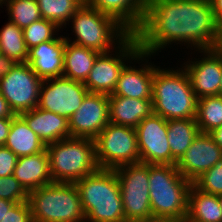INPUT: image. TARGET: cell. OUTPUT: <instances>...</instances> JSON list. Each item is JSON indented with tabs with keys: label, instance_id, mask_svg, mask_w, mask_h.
Instances as JSON below:
<instances>
[{
	"label": "cell",
	"instance_id": "6da1fadb",
	"mask_svg": "<svg viewBox=\"0 0 222 222\" xmlns=\"http://www.w3.org/2000/svg\"><path fill=\"white\" fill-rule=\"evenodd\" d=\"M133 34L140 52L148 55L174 42L203 50L216 48L219 41L209 0H147L142 24Z\"/></svg>",
	"mask_w": 222,
	"mask_h": 222
},
{
	"label": "cell",
	"instance_id": "7a4b0ae2",
	"mask_svg": "<svg viewBox=\"0 0 222 222\" xmlns=\"http://www.w3.org/2000/svg\"><path fill=\"white\" fill-rule=\"evenodd\" d=\"M85 221L126 222L119 180L113 169L99 168L75 182Z\"/></svg>",
	"mask_w": 222,
	"mask_h": 222
},
{
	"label": "cell",
	"instance_id": "3957f363",
	"mask_svg": "<svg viewBox=\"0 0 222 222\" xmlns=\"http://www.w3.org/2000/svg\"><path fill=\"white\" fill-rule=\"evenodd\" d=\"M177 70L156 67L152 83L153 114L166 120L196 118L197 101L189 76Z\"/></svg>",
	"mask_w": 222,
	"mask_h": 222
},
{
	"label": "cell",
	"instance_id": "277c9868",
	"mask_svg": "<svg viewBox=\"0 0 222 222\" xmlns=\"http://www.w3.org/2000/svg\"><path fill=\"white\" fill-rule=\"evenodd\" d=\"M149 195L152 218L186 219L192 182L176 165L149 164Z\"/></svg>",
	"mask_w": 222,
	"mask_h": 222
},
{
	"label": "cell",
	"instance_id": "5b68a950",
	"mask_svg": "<svg viewBox=\"0 0 222 222\" xmlns=\"http://www.w3.org/2000/svg\"><path fill=\"white\" fill-rule=\"evenodd\" d=\"M53 182L75 183L99 169L95 142L68 137L46 146Z\"/></svg>",
	"mask_w": 222,
	"mask_h": 222
},
{
	"label": "cell",
	"instance_id": "8992f818",
	"mask_svg": "<svg viewBox=\"0 0 222 222\" xmlns=\"http://www.w3.org/2000/svg\"><path fill=\"white\" fill-rule=\"evenodd\" d=\"M70 20L76 37L74 41L65 37L66 41L99 53L113 51L117 48L116 44H121L131 34L115 18L94 9L85 2Z\"/></svg>",
	"mask_w": 222,
	"mask_h": 222
},
{
	"label": "cell",
	"instance_id": "52a82bcc",
	"mask_svg": "<svg viewBox=\"0 0 222 222\" xmlns=\"http://www.w3.org/2000/svg\"><path fill=\"white\" fill-rule=\"evenodd\" d=\"M33 222H86L75 183L52 182L28 195Z\"/></svg>",
	"mask_w": 222,
	"mask_h": 222
},
{
	"label": "cell",
	"instance_id": "ba28073f",
	"mask_svg": "<svg viewBox=\"0 0 222 222\" xmlns=\"http://www.w3.org/2000/svg\"><path fill=\"white\" fill-rule=\"evenodd\" d=\"M114 170L119 180L126 222H146L152 219L149 164H127Z\"/></svg>",
	"mask_w": 222,
	"mask_h": 222
},
{
	"label": "cell",
	"instance_id": "9c48e42d",
	"mask_svg": "<svg viewBox=\"0 0 222 222\" xmlns=\"http://www.w3.org/2000/svg\"><path fill=\"white\" fill-rule=\"evenodd\" d=\"M94 142L99 168L114 170L140 162L137 134L133 127L109 122Z\"/></svg>",
	"mask_w": 222,
	"mask_h": 222
},
{
	"label": "cell",
	"instance_id": "30bf717a",
	"mask_svg": "<svg viewBox=\"0 0 222 222\" xmlns=\"http://www.w3.org/2000/svg\"><path fill=\"white\" fill-rule=\"evenodd\" d=\"M119 52H118V50ZM115 48V54H111L110 51L107 53H100L93 67L84 82V85L90 93H103L110 95L113 93L118 78L123 68L131 60H139V45L134 34H130L121 44ZM110 53V54H109ZM114 57H113V56ZM127 60V63H125ZM129 60V62H128Z\"/></svg>",
	"mask_w": 222,
	"mask_h": 222
},
{
	"label": "cell",
	"instance_id": "8fae6325",
	"mask_svg": "<svg viewBox=\"0 0 222 222\" xmlns=\"http://www.w3.org/2000/svg\"><path fill=\"white\" fill-rule=\"evenodd\" d=\"M42 82L28 63H17L0 79V94L6 99L12 112L20 115L38 107Z\"/></svg>",
	"mask_w": 222,
	"mask_h": 222
},
{
	"label": "cell",
	"instance_id": "7c38bea8",
	"mask_svg": "<svg viewBox=\"0 0 222 222\" xmlns=\"http://www.w3.org/2000/svg\"><path fill=\"white\" fill-rule=\"evenodd\" d=\"M88 93L89 91L83 82L64 76L43 80L38 107L69 120L81 106Z\"/></svg>",
	"mask_w": 222,
	"mask_h": 222
},
{
	"label": "cell",
	"instance_id": "4fadbf2b",
	"mask_svg": "<svg viewBox=\"0 0 222 222\" xmlns=\"http://www.w3.org/2000/svg\"><path fill=\"white\" fill-rule=\"evenodd\" d=\"M135 130L140 162L173 165L166 119L152 113L149 117L144 118Z\"/></svg>",
	"mask_w": 222,
	"mask_h": 222
},
{
	"label": "cell",
	"instance_id": "5bb4252c",
	"mask_svg": "<svg viewBox=\"0 0 222 222\" xmlns=\"http://www.w3.org/2000/svg\"><path fill=\"white\" fill-rule=\"evenodd\" d=\"M68 121L70 137L94 140L109 123V96L89 92Z\"/></svg>",
	"mask_w": 222,
	"mask_h": 222
},
{
	"label": "cell",
	"instance_id": "9a60e30c",
	"mask_svg": "<svg viewBox=\"0 0 222 222\" xmlns=\"http://www.w3.org/2000/svg\"><path fill=\"white\" fill-rule=\"evenodd\" d=\"M197 51L203 53L204 57L199 61L189 60L183 66L192 89L197 98L218 95L222 81V52L217 48Z\"/></svg>",
	"mask_w": 222,
	"mask_h": 222
},
{
	"label": "cell",
	"instance_id": "2e32d148",
	"mask_svg": "<svg viewBox=\"0 0 222 222\" xmlns=\"http://www.w3.org/2000/svg\"><path fill=\"white\" fill-rule=\"evenodd\" d=\"M222 159V149L208 133H199L176 163L180 174L193 182Z\"/></svg>",
	"mask_w": 222,
	"mask_h": 222
},
{
	"label": "cell",
	"instance_id": "e0dca14e",
	"mask_svg": "<svg viewBox=\"0 0 222 222\" xmlns=\"http://www.w3.org/2000/svg\"><path fill=\"white\" fill-rule=\"evenodd\" d=\"M151 57L143 52H139V60H145L141 68L126 65L120 73L116 87L112 94L108 96H124L133 99L152 100V83L156 66L149 63L146 58ZM147 60V61H146ZM151 64V65H150Z\"/></svg>",
	"mask_w": 222,
	"mask_h": 222
},
{
	"label": "cell",
	"instance_id": "ac0fdd59",
	"mask_svg": "<svg viewBox=\"0 0 222 222\" xmlns=\"http://www.w3.org/2000/svg\"><path fill=\"white\" fill-rule=\"evenodd\" d=\"M65 37L42 42L29 49L26 63L42 80L63 76Z\"/></svg>",
	"mask_w": 222,
	"mask_h": 222
},
{
	"label": "cell",
	"instance_id": "d6986e66",
	"mask_svg": "<svg viewBox=\"0 0 222 222\" xmlns=\"http://www.w3.org/2000/svg\"><path fill=\"white\" fill-rule=\"evenodd\" d=\"M20 116L46 146L70 137L68 119L56 113L36 107Z\"/></svg>",
	"mask_w": 222,
	"mask_h": 222
},
{
	"label": "cell",
	"instance_id": "ffe728a7",
	"mask_svg": "<svg viewBox=\"0 0 222 222\" xmlns=\"http://www.w3.org/2000/svg\"><path fill=\"white\" fill-rule=\"evenodd\" d=\"M147 0H85L89 6L112 16L131 34L142 24Z\"/></svg>",
	"mask_w": 222,
	"mask_h": 222
},
{
	"label": "cell",
	"instance_id": "44dd1931",
	"mask_svg": "<svg viewBox=\"0 0 222 222\" xmlns=\"http://www.w3.org/2000/svg\"><path fill=\"white\" fill-rule=\"evenodd\" d=\"M13 176L28 193L51 184L53 181L46 150L34 155L18 157Z\"/></svg>",
	"mask_w": 222,
	"mask_h": 222
},
{
	"label": "cell",
	"instance_id": "7402d4cb",
	"mask_svg": "<svg viewBox=\"0 0 222 222\" xmlns=\"http://www.w3.org/2000/svg\"><path fill=\"white\" fill-rule=\"evenodd\" d=\"M153 113L152 100L133 99L124 96H109V122L136 128Z\"/></svg>",
	"mask_w": 222,
	"mask_h": 222
},
{
	"label": "cell",
	"instance_id": "603a6c76",
	"mask_svg": "<svg viewBox=\"0 0 222 222\" xmlns=\"http://www.w3.org/2000/svg\"><path fill=\"white\" fill-rule=\"evenodd\" d=\"M4 146L16 154L17 157L34 155L46 150V145L28 127L26 121L20 115L12 117V125Z\"/></svg>",
	"mask_w": 222,
	"mask_h": 222
},
{
	"label": "cell",
	"instance_id": "cb8c5ba5",
	"mask_svg": "<svg viewBox=\"0 0 222 222\" xmlns=\"http://www.w3.org/2000/svg\"><path fill=\"white\" fill-rule=\"evenodd\" d=\"M100 53L65 41L63 76L85 82Z\"/></svg>",
	"mask_w": 222,
	"mask_h": 222
},
{
	"label": "cell",
	"instance_id": "d4e9b609",
	"mask_svg": "<svg viewBox=\"0 0 222 222\" xmlns=\"http://www.w3.org/2000/svg\"><path fill=\"white\" fill-rule=\"evenodd\" d=\"M187 222H222L218 195L205 193L193 184L188 193Z\"/></svg>",
	"mask_w": 222,
	"mask_h": 222
},
{
	"label": "cell",
	"instance_id": "484cf974",
	"mask_svg": "<svg viewBox=\"0 0 222 222\" xmlns=\"http://www.w3.org/2000/svg\"><path fill=\"white\" fill-rule=\"evenodd\" d=\"M199 133L196 118L167 120L168 143L173 165L181 159Z\"/></svg>",
	"mask_w": 222,
	"mask_h": 222
},
{
	"label": "cell",
	"instance_id": "4316f807",
	"mask_svg": "<svg viewBox=\"0 0 222 222\" xmlns=\"http://www.w3.org/2000/svg\"><path fill=\"white\" fill-rule=\"evenodd\" d=\"M28 51L23 29L9 21L0 30V54L14 60L16 63H26Z\"/></svg>",
	"mask_w": 222,
	"mask_h": 222
},
{
	"label": "cell",
	"instance_id": "83f0119b",
	"mask_svg": "<svg viewBox=\"0 0 222 222\" xmlns=\"http://www.w3.org/2000/svg\"><path fill=\"white\" fill-rule=\"evenodd\" d=\"M196 122L200 133H209L222 126V96L212 95L198 98Z\"/></svg>",
	"mask_w": 222,
	"mask_h": 222
},
{
	"label": "cell",
	"instance_id": "f1b7e54d",
	"mask_svg": "<svg viewBox=\"0 0 222 222\" xmlns=\"http://www.w3.org/2000/svg\"><path fill=\"white\" fill-rule=\"evenodd\" d=\"M43 19L53 21L60 28L66 26L85 0H36Z\"/></svg>",
	"mask_w": 222,
	"mask_h": 222
},
{
	"label": "cell",
	"instance_id": "f546056e",
	"mask_svg": "<svg viewBox=\"0 0 222 222\" xmlns=\"http://www.w3.org/2000/svg\"><path fill=\"white\" fill-rule=\"evenodd\" d=\"M4 4L8 10V20L21 29L42 18L36 0H7Z\"/></svg>",
	"mask_w": 222,
	"mask_h": 222
},
{
	"label": "cell",
	"instance_id": "4dcf8cb0",
	"mask_svg": "<svg viewBox=\"0 0 222 222\" xmlns=\"http://www.w3.org/2000/svg\"><path fill=\"white\" fill-rule=\"evenodd\" d=\"M59 29L61 28L56 23L43 18L24 28L23 35L28 50L42 42L56 39L54 35L56 31L59 32Z\"/></svg>",
	"mask_w": 222,
	"mask_h": 222
},
{
	"label": "cell",
	"instance_id": "1f68e13d",
	"mask_svg": "<svg viewBox=\"0 0 222 222\" xmlns=\"http://www.w3.org/2000/svg\"><path fill=\"white\" fill-rule=\"evenodd\" d=\"M192 184L202 192L213 195L222 194V159L203 172Z\"/></svg>",
	"mask_w": 222,
	"mask_h": 222
},
{
	"label": "cell",
	"instance_id": "d6a6232c",
	"mask_svg": "<svg viewBox=\"0 0 222 222\" xmlns=\"http://www.w3.org/2000/svg\"><path fill=\"white\" fill-rule=\"evenodd\" d=\"M29 193L13 176L0 177V198L12 202H28Z\"/></svg>",
	"mask_w": 222,
	"mask_h": 222
},
{
	"label": "cell",
	"instance_id": "836d02e7",
	"mask_svg": "<svg viewBox=\"0 0 222 222\" xmlns=\"http://www.w3.org/2000/svg\"><path fill=\"white\" fill-rule=\"evenodd\" d=\"M0 222H33L29 202L16 203Z\"/></svg>",
	"mask_w": 222,
	"mask_h": 222
},
{
	"label": "cell",
	"instance_id": "e575fe53",
	"mask_svg": "<svg viewBox=\"0 0 222 222\" xmlns=\"http://www.w3.org/2000/svg\"><path fill=\"white\" fill-rule=\"evenodd\" d=\"M17 155L5 146H0V177L13 175Z\"/></svg>",
	"mask_w": 222,
	"mask_h": 222
},
{
	"label": "cell",
	"instance_id": "d590c367",
	"mask_svg": "<svg viewBox=\"0 0 222 222\" xmlns=\"http://www.w3.org/2000/svg\"><path fill=\"white\" fill-rule=\"evenodd\" d=\"M219 34L222 32V0H209Z\"/></svg>",
	"mask_w": 222,
	"mask_h": 222
},
{
	"label": "cell",
	"instance_id": "8d00e7d4",
	"mask_svg": "<svg viewBox=\"0 0 222 222\" xmlns=\"http://www.w3.org/2000/svg\"><path fill=\"white\" fill-rule=\"evenodd\" d=\"M12 118H0V146H4L9 135Z\"/></svg>",
	"mask_w": 222,
	"mask_h": 222
},
{
	"label": "cell",
	"instance_id": "74e56055",
	"mask_svg": "<svg viewBox=\"0 0 222 222\" xmlns=\"http://www.w3.org/2000/svg\"><path fill=\"white\" fill-rule=\"evenodd\" d=\"M16 64L14 60L0 54V79L7 75Z\"/></svg>",
	"mask_w": 222,
	"mask_h": 222
},
{
	"label": "cell",
	"instance_id": "f35d334b",
	"mask_svg": "<svg viewBox=\"0 0 222 222\" xmlns=\"http://www.w3.org/2000/svg\"><path fill=\"white\" fill-rule=\"evenodd\" d=\"M14 115L6 99L0 94V118H12Z\"/></svg>",
	"mask_w": 222,
	"mask_h": 222
},
{
	"label": "cell",
	"instance_id": "ab89813d",
	"mask_svg": "<svg viewBox=\"0 0 222 222\" xmlns=\"http://www.w3.org/2000/svg\"><path fill=\"white\" fill-rule=\"evenodd\" d=\"M15 204L16 202L0 198V221L5 217L7 211L10 210Z\"/></svg>",
	"mask_w": 222,
	"mask_h": 222
},
{
	"label": "cell",
	"instance_id": "60d3db41",
	"mask_svg": "<svg viewBox=\"0 0 222 222\" xmlns=\"http://www.w3.org/2000/svg\"><path fill=\"white\" fill-rule=\"evenodd\" d=\"M214 142L222 149V126L213 129L208 133Z\"/></svg>",
	"mask_w": 222,
	"mask_h": 222
},
{
	"label": "cell",
	"instance_id": "b9f144b4",
	"mask_svg": "<svg viewBox=\"0 0 222 222\" xmlns=\"http://www.w3.org/2000/svg\"><path fill=\"white\" fill-rule=\"evenodd\" d=\"M146 222H187L186 219L152 218Z\"/></svg>",
	"mask_w": 222,
	"mask_h": 222
},
{
	"label": "cell",
	"instance_id": "7bdbcfd3",
	"mask_svg": "<svg viewBox=\"0 0 222 222\" xmlns=\"http://www.w3.org/2000/svg\"><path fill=\"white\" fill-rule=\"evenodd\" d=\"M216 48L222 52V32L219 34V41Z\"/></svg>",
	"mask_w": 222,
	"mask_h": 222
},
{
	"label": "cell",
	"instance_id": "ee69618b",
	"mask_svg": "<svg viewBox=\"0 0 222 222\" xmlns=\"http://www.w3.org/2000/svg\"><path fill=\"white\" fill-rule=\"evenodd\" d=\"M218 199H219V202H220V205H221V210H222V194L218 195Z\"/></svg>",
	"mask_w": 222,
	"mask_h": 222
},
{
	"label": "cell",
	"instance_id": "f6af8a7d",
	"mask_svg": "<svg viewBox=\"0 0 222 222\" xmlns=\"http://www.w3.org/2000/svg\"><path fill=\"white\" fill-rule=\"evenodd\" d=\"M219 96H222V81H221V85H220V90H219Z\"/></svg>",
	"mask_w": 222,
	"mask_h": 222
},
{
	"label": "cell",
	"instance_id": "bcb514c9",
	"mask_svg": "<svg viewBox=\"0 0 222 222\" xmlns=\"http://www.w3.org/2000/svg\"><path fill=\"white\" fill-rule=\"evenodd\" d=\"M4 4V0H0V6L2 5L3 6Z\"/></svg>",
	"mask_w": 222,
	"mask_h": 222
}]
</instances>
